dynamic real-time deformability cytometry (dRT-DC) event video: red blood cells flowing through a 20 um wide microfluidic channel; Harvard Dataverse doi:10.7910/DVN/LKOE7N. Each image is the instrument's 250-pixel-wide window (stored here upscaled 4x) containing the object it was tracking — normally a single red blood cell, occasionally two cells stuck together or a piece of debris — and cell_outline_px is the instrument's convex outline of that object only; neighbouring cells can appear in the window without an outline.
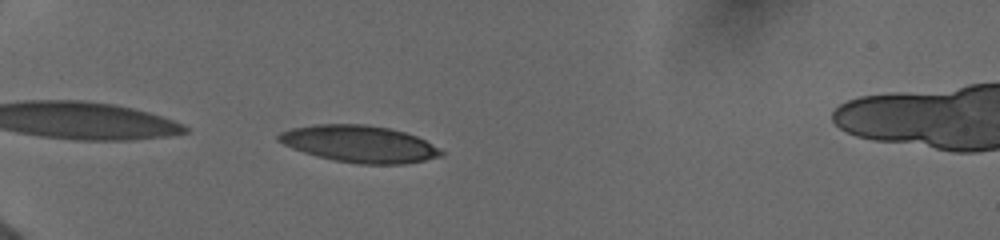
{"species": "human", "species_latin": "Homo sapiens", "temperature_condition": "cold", "stored_images_in_passage": 5, "camera_frame_rate_fps": 3000, "um_per_image_px": 0.085, "donor": {"sex": "female"}, "frame": {"image": 1, "passage_image": 3, "time_ms": 0.333, "image_size_px": [1000, 240], "cell_outline_px": [[444, 156], [404, 164], [360, 164], [336, 160], [316, 156], [292, 148], [276, 140], [276, 136], [280, 132], [292, 128], [312, 124], [364, 124], [388, 128], [404, 132], [416, 136], [424, 140], [444, 152]], "centroid_in_image_um": [30.52, 12.23], "position_along_channel_um": 54.5, "area_um2": 34.8}}